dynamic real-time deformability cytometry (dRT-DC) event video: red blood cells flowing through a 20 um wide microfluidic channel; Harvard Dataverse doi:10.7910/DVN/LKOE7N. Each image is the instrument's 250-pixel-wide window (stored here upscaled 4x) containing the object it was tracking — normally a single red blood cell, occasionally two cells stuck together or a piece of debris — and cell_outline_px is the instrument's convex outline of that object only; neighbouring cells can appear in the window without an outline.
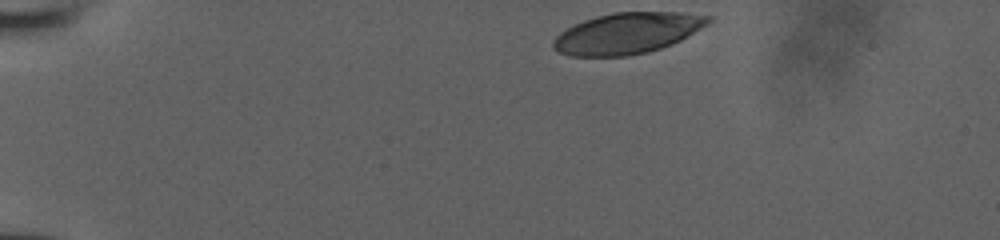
{"species": "human", "species_latin": "Homo sapiens", "temperature_condition": "room temperature", "stored_images_in_passage": 35, "camera_frame_rate_fps": 3000, "um_per_image_px": 0.085, "donor": {"sex": "male"}, "frame": {"image": 1, "passage_image": 1, "time_ms": 0.0, "image_size_px": [1000, 240], "cell_outline_px": [[712, 20], [708, 24], [680, 40], [672, 44], [648, 52], [628, 56], [572, 56], [556, 52], [552, 48], [552, 40], [560, 32], [584, 20], [596, 16], [612, 12], [680, 12], [712, 16]], "centroid_in_image_um": [53.3, 2.82], "position_along_channel_um": 31.7, "area_um2": 37.11}}
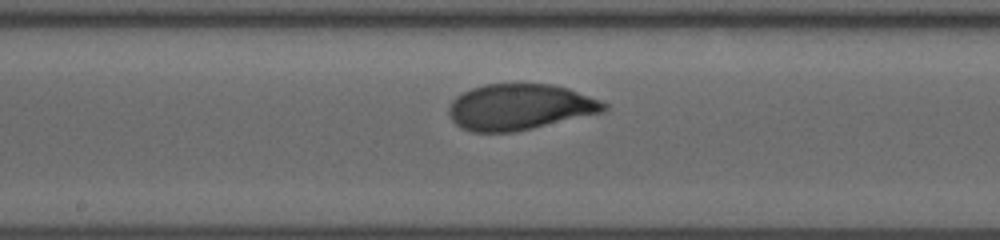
{"frame": {"image": 2, "passage_image": 20, "time_ms": 6.333, "image_size_px": [1000, 240], "cell_outline_px": [[608, 108], [604, 112], [532, 128], [512, 132], [472, 132], [460, 128], [448, 116], [448, 108], [452, 100], [456, 96], [472, 88], [484, 84], [552, 84], [568, 88], [600, 100], [608, 104]], "centroid_in_image_um": [44.16, 9.1], "position_along_channel_um": 204.0, "area_um2": 41.62}}
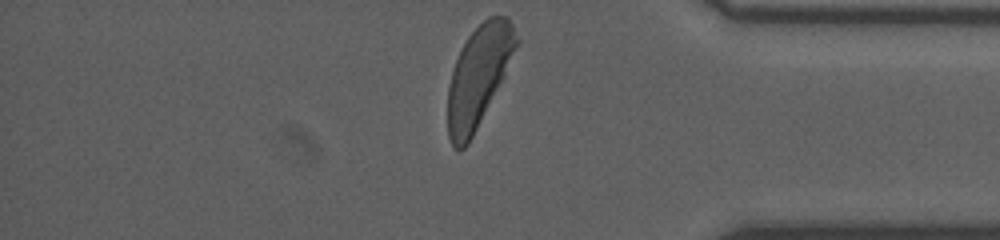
{"frame": {"image": 3, "passage_image": 35, "time_ms": 11.333, "image_size_px": [1000, 240], "cell_outline_px": [[520, 40], [504, 76], [468, 144], [464, 148], [456, 148], [452, 144], [448, 136], [448, 88], [452, 68], [468, 36], [488, 16], [508, 16]], "centroid_in_image_um": [40.68, 6.44], "position_along_channel_um": 394.5, "area_um2": 39.59}}